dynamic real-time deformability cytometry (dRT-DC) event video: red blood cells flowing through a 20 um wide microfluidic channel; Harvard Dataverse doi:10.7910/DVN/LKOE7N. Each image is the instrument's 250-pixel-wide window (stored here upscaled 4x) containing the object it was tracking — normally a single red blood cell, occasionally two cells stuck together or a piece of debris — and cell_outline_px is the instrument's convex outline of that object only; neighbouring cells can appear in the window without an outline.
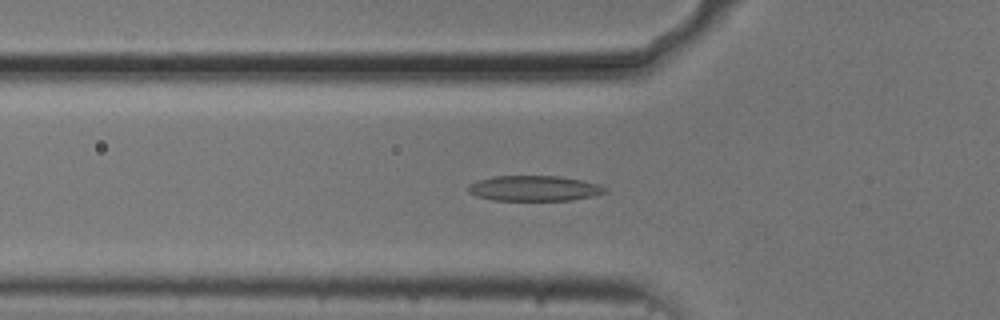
{"species": "common noctule bat (a hibernating species)", "species_latin": "Nyctalus noctula", "temperature_condition": "cold", "stored_images_in_passage": 53, "camera_frame_rate_fps": 3000, "um_per_image_px": 0.085, "animal": {"sex": "male", "body_mass_g": 20.5, "forearm_length_mm": 52.5}, "frame": {"image": 1, "passage_image": 17, "time_ms": 5.333, "image_size_px": [1000, 320], "cell_outline_px": [[608, 192], [592, 196], [572, 200], [492, 200], [476, 196], [468, 192], [468, 184], [476, 180], [492, 176], [560, 176], [600, 184], [608, 188]], "centroid_in_image_um": [45.4, 16.0], "position_along_channel_um": 80.4, "area_um2": 20.4}}
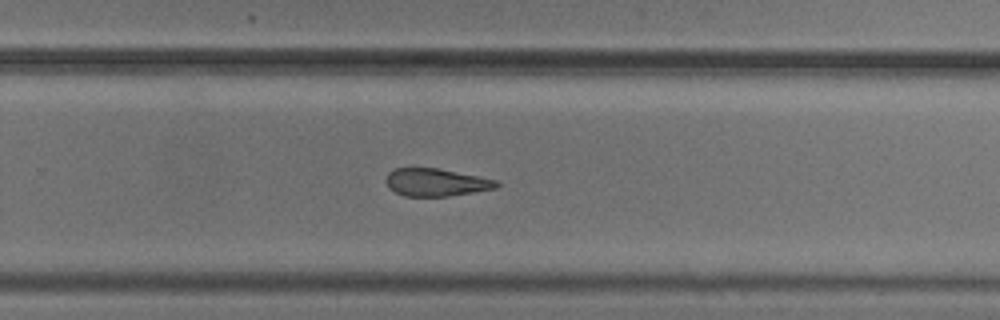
{"frame": {"image": 2, "passage_image": 34, "time_ms": 11.0, "image_size_px": [1000, 320], "cell_outline_px": [[500, 184], [496, 188], [448, 196], [404, 196], [388, 188], [384, 180], [388, 172], [392, 168], [436, 168], [500, 180]], "centroid_in_image_um": [37.04, 15.49], "position_along_channel_um": 292.8, "area_um2": 17.92}}
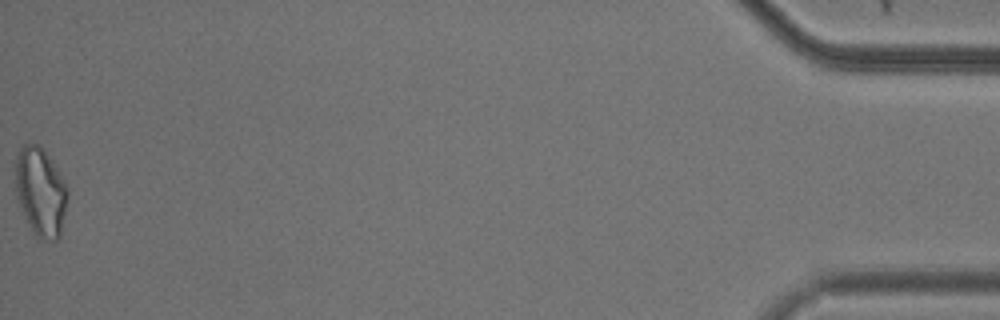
{"frame": {"image": 3, "passage_image": 53, "time_ms": 17.333, "image_size_px": [1000, 320], "cell_outline_px": [[68, 196], [60, 236], [56, 240], [52, 240], [36, 236], [16, 196], [16, 156], [20, 148], [24, 144], [40, 144], [64, 180], [68, 188]], "centroid_in_image_um": [3.47, 16.26], "position_along_channel_um": 431.7, "area_um2": 26.36}, "authors_computed_cell_mechanics": {"area_um2": 20.2878, "velocity_mm_per_s": 3.7344, "shape_relaxation_time_tau1_ms": 5.035, "shape_relaxation_time_tau2_ms": 3.8558, "deformation_change_tau1": 0.1425, "deformation_change_tau2": 0.1375}}